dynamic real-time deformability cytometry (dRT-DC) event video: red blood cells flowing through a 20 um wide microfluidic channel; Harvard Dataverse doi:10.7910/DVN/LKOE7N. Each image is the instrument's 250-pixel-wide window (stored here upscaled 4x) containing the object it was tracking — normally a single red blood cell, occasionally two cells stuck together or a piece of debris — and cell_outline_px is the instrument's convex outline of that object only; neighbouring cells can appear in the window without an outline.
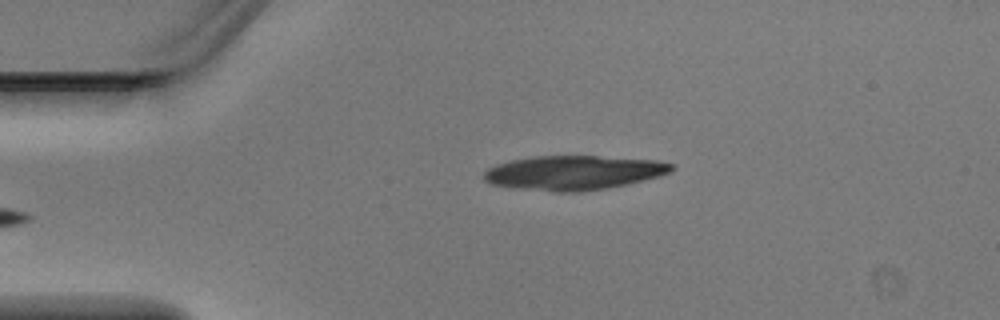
{"species": "Egyptian fruit bat (a non-hibernating species)", "species_latin": "Rousettus aegyptiacus", "temperature_condition": "warm", "stored_images_in_passage": 2, "camera_frame_rate_fps": 3000, "um_per_image_px": 0.085, "animal": {"sex": "male"}, "frame": {"image": 1, "passage_image": 2, "time_ms": 0.333, "image_size_px": [1000, 320], "cell_outline_px": [[676, 168], [672, 172], [660, 176], [628, 184], [608, 188], [580, 192], [556, 192], [492, 184], [484, 180], [484, 172], [488, 168], [496, 164], [512, 160], [532, 156], [596, 156], [656, 160], [676, 164]], "centroid_in_image_um": [48.83, 14.67], "position_along_channel_um": 36.2, "area_um2": 37.57}}